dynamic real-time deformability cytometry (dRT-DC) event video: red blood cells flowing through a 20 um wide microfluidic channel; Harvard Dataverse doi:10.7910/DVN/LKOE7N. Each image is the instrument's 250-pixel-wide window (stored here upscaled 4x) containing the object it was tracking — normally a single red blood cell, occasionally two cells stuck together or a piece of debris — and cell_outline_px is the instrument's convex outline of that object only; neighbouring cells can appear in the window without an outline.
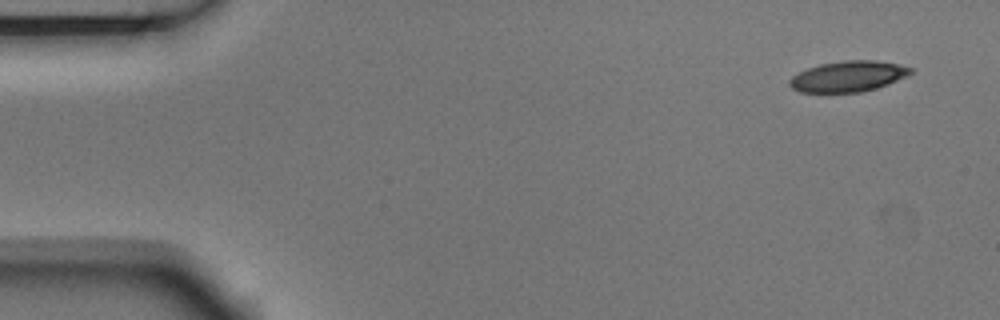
{"species": "Egyptian fruit bat (a non-hibernating species)", "species_latin": "Rousettus aegyptiacus", "temperature_condition": "room temperature", "stored_images_in_passage": 4, "camera_frame_rate_fps": 3000, "um_per_image_px": 0.085, "animal": {"sex": "male"}, "frame": {"image": 1, "passage_image": 1, "time_ms": 0.0, "image_size_px": [1000, 320], "cell_outline_px": [[912, 72], [908, 76], [888, 84], [876, 88], [860, 92], [800, 92], [792, 88], [788, 84], [788, 80], [792, 76], [808, 68], [820, 64], [844, 60], [876, 60], [896, 64], [912, 68]], "centroid_in_image_um": [72.08, 6.49], "position_along_channel_um": 12.9, "area_um2": 21.62}}